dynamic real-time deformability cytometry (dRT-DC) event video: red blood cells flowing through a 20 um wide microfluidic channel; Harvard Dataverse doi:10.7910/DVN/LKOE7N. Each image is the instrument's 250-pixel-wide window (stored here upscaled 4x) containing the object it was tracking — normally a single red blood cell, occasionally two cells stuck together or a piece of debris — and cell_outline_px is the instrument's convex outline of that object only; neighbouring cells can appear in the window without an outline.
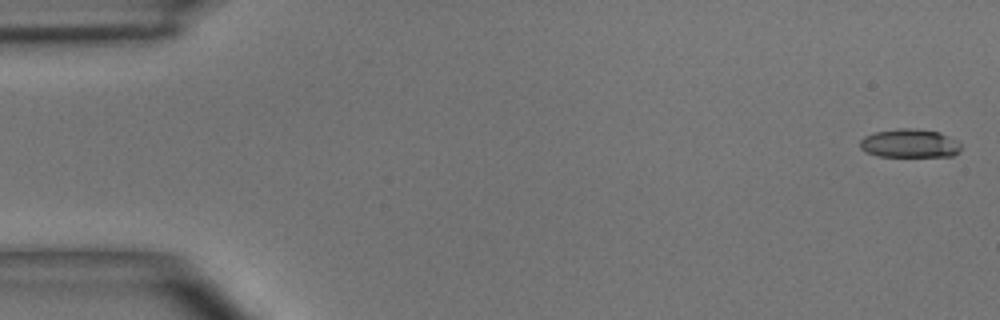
{"species": "common noctule bat (a hibernating species)", "species_latin": "Nyctalus noctula", "temperature_condition": "room temperature", "stored_images_in_passage": 5, "segment_of_instrument_passage": [1, 2], "camera_frame_rate_fps": 3000, "um_per_image_px": 0.085, "animal": {"sex": "male", "body_mass_g": 15.6}, "frame": {"image": 1, "passage_image": 1, "time_ms": 0.0, "image_size_px": [1000, 320], "cell_outline_px": [[960, 152], [952, 156], [880, 156], [868, 152], [860, 148], [860, 140], [864, 136], [876, 132], [900, 128], [908, 128], [940, 132], [956, 140], [960, 144]], "centroid_in_image_um": [77.33, 12.19], "position_along_channel_um": 7.7, "area_um2": 16.65}}